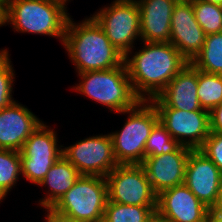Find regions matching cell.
Segmentation results:
<instances>
[{"label":"cell","mask_w":222,"mask_h":222,"mask_svg":"<svg viewBox=\"0 0 222 222\" xmlns=\"http://www.w3.org/2000/svg\"><path fill=\"white\" fill-rule=\"evenodd\" d=\"M124 63L132 88L140 100L156 98L189 61L171 43L144 42Z\"/></svg>","instance_id":"6da1fadb"},{"label":"cell","mask_w":222,"mask_h":222,"mask_svg":"<svg viewBox=\"0 0 222 222\" xmlns=\"http://www.w3.org/2000/svg\"><path fill=\"white\" fill-rule=\"evenodd\" d=\"M63 46L78 74L112 69L124 63V55L112 45L91 16L79 24L69 17Z\"/></svg>","instance_id":"7a4b0ae2"},{"label":"cell","mask_w":222,"mask_h":222,"mask_svg":"<svg viewBox=\"0 0 222 222\" xmlns=\"http://www.w3.org/2000/svg\"><path fill=\"white\" fill-rule=\"evenodd\" d=\"M63 0H11L6 6V23L17 32L57 37L63 44L67 21Z\"/></svg>","instance_id":"3957f363"},{"label":"cell","mask_w":222,"mask_h":222,"mask_svg":"<svg viewBox=\"0 0 222 222\" xmlns=\"http://www.w3.org/2000/svg\"><path fill=\"white\" fill-rule=\"evenodd\" d=\"M78 75L82 81L72 88L111 111L123 113L140 101L132 88L125 63L112 69Z\"/></svg>","instance_id":"277c9868"},{"label":"cell","mask_w":222,"mask_h":222,"mask_svg":"<svg viewBox=\"0 0 222 222\" xmlns=\"http://www.w3.org/2000/svg\"><path fill=\"white\" fill-rule=\"evenodd\" d=\"M129 114L121 131L110 133L118 165L142 164L145 144L159 116L152 101L140 100L123 112Z\"/></svg>","instance_id":"5b68a950"},{"label":"cell","mask_w":222,"mask_h":222,"mask_svg":"<svg viewBox=\"0 0 222 222\" xmlns=\"http://www.w3.org/2000/svg\"><path fill=\"white\" fill-rule=\"evenodd\" d=\"M107 200L105 177L81 175L51 209L75 221L102 222Z\"/></svg>","instance_id":"8992f818"},{"label":"cell","mask_w":222,"mask_h":222,"mask_svg":"<svg viewBox=\"0 0 222 222\" xmlns=\"http://www.w3.org/2000/svg\"><path fill=\"white\" fill-rule=\"evenodd\" d=\"M112 45L124 56L132 54L140 33V10L136 0H115L92 15Z\"/></svg>","instance_id":"52a82bcc"},{"label":"cell","mask_w":222,"mask_h":222,"mask_svg":"<svg viewBox=\"0 0 222 222\" xmlns=\"http://www.w3.org/2000/svg\"><path fill=\"white\" fill-rule=\"evenodd\" d=\"M108 201L137 206H157V194L141 164L117 165L106 177Z\"/></svg>","instance_id":"ba28073f"},{"label":"cell","mask_w":222,"mask_h":222,"mask_svg":"<svg viewBox=\"0 0 222 222\" xmlns=\"http://www.w3.org/2000/svg\"><path fill=\"white\" fill-rule=\"evenodd\" d=\"M57 135L43 122L30 135L20 151L22 176L36 185L45 178L52 165L62 156ZM59 147V148H58Z\"/></svg>","instance_id":"9c48e42d"},{"label":"cell","mask_w":222,"mask_h":222,"mask_svg":"<svg viewBox=\"0 0 222 222\" xmlns=\"http://www.w3.org/2000/svg\"><path fill=\"white\" fill-rule=\"evenodd\" d=\"M62 155L81 175L106 177L118 165L110 134L80 140L63 148Z\"/></svg>","instance_id":"30bf717a"},{"label":"cell","mask_w":222,"mask_h":222,"mask_svg":"<svg viewBox=\"0 0 222 222\" xmlns=\"http://www.w3.org/2000/svg\"><path fill=\"white\" fill-rule=\"evenodd\" d=\"M156 110L160 123L183 146L199 149L210 134L209 111Z\"/></svg>","instance_id":"8fae6325"},{"label":"cell","mask_w":222,"mask_h":222,"mask_svg":"<svg viewBox=\"0 0 222 222\" xmlns=\"http://www.w3.org/2000/svg\"><path fill=\"white\" fill-rule=\"evenodd\" d=\"M184 184L209 209L222 197V173L198 149L188 156Z\"/></svg>","instance_id":"7c38bea8"},{"label":"cell","mask_w":222,"mask_h":222,"mask_svg":"<svg viewBox=\"0 0 222 222\" xmlns=\"http://www.w3.org/2000/svg\"><path fill=\"white\" fill-rule=\"evenodd\" d=\"M198 69L189 62L151 101L156 109L182 111H207L200 106L198 94Z\"/></svg>","instance_id":"4fadbf2b"},{"label":"cell","mask_w":222,"mask_h":222,"mask_svg":"<svg viewBox=\"0 0 222 222\" xmlns=\"http://www.w3.org/2000/svg\"><path fill=\"white\" fill-rule=\"evenodd\" d=\"M193 149L181 145L175 152L146 157L142 162L154 192L184 184L188 156Z\"/></svg>","instance_id":"5bb4252c"},{"label":"cell","mask_w":222,"mask_h":222,"mask_svg":"<svg viewBox=\"0 0 222 222\" xmlns=\"http://www.w3.org/2000/svg\"><path fill=\"white\" fill-rule=\"evenodd\" d=\"M157 210L169 222H209V208L185 184L162 191Z\"/></svg>","instance_id":"9a60e30c"},{"label":"cell","mask_w":222,"mask_h":222,"mask_svg":"<svg viewBox=\"0 0 222 222\" xmlns=\"http://www.w3.org/2000/svg\"><path fill=\"white\" fill-rule=\"evenodd\" d=\"M171 17L169 43L191 62L202 50L206 37L196 21L192 2L177 1Z\"/></svg>","instance_id":"2e32d148"},{"label":"cell","mask_w":222,"mask_h":222,"mask_svg":"<svg viewBox=\"0 0 222 222\" xmlns=\"http://www.w3.org/2000/svg\"><path fill=\"white\" fill-rule=\"evenodd\" d=\"M29 110L16 101L0 110V149L20 152L26 140L42 124Z\"/></svg>","instance_id":"e0dca14e"},{"label":"cell","mask_w":222,"mask_h":222,"mask_svg":"<svg viewBox=\"0 0 222 222\" xmlns=\"http://www.w3.org/2000/svg\"><path fill=\"white\" fill-rule=\"evenodd\" d=\"M143 42H170L171 16L176 0H136Z\"/></svg>","instance_id":"ac0fdd59"},{"label":"cell","mask_w":222,"mask_h":222,"mask_svg":"<svg viewBox=\"0 0 222 222\" xmlns=\"http://www.w3.org/2000/svg\"><path fill=\"white\" fill-rule=\"evenodd\" d=\"M80 176L75 166L62 155L39 183V186L49 187L47 195L39 200L41 207L52 208Z\"/></svg>","instance_id":"d6986e66"},{"label":"cell","mask_w":222,"mask_h":222,"mask_svg":"<svg viewBox=\"0 0 222 222\" xmlns=\"http://www.w3.org/2000/svg\"><path fill=\"white\" fill-rule=\"evenodd\" d=\"M191 63L198 70L222 74V32L206 35L202 50Z\"/></svg>","instance_id":"ffe728a7"},{"label":"cell","mask_w":222,"mask_h":222,"mask_svg":"<svg viewBox=\"0 0 222 222\" xmlns=\"http://www.w3.org/2000/svg\"><path fill=\"white\" fill-rule=\"evenodd\" d=\"M157 206L125 205L107 200L102 222H146Z\"/></svg>","instance_id":"44dd1931"},{"label":"cell","mask_w":222,"mask_h":222,"mask_svg":"<svg viewBox=\"0 0 222 222\" xmlns=\"http://www.w3.org/2000/svg\"><path fill=\"white\" fill-rule=\"evenodd\" d=\"M22 174L20 152L0 149V203Z\"/></svg>","instance_id":"7402d4cb"},{"label":"cell","mask_w":222,"mask_h":222,"mask_svg":"<svg viewBox=\"0 0 222 222\" xmlns=\"http://www.w3.org/2000/svg\"><path fill=\"white\" fill-rule=\"evenodd\" d=\"M200 106L211 111L222 103V76L221 74L207 73L198 70V90Z\"/></svg>","instance_id":"603a6c76"},{"label":"cell","mask_w":222,"mask_h":222,"mask_svg":"<svg viewBox=\"0 0 222 222\" xmlns=\"http://www.w3.org/2000/svg\"><path fill=\"white\" fill-rule=\"evenodd\" d=\"M195 18L206 35L222 32V6L192 1Z\"/></svg>","instance_id":"cb8c5ba5"},{"label":"cell","mask_w":222,"mask_h":222,"mask_svg":"<svg viewBox=\"0 0 222 222\" xmlns=\"http://www.w3.org/2000/svg\"><path fill=\"white\" fill-rule=\"evenodd\" d=\"M181 144L158 121L152 128L145 144V158L175 152Z\"/></svg>","instance_id":"d4e9b609"},{"label":"cell","mask_w":222,"mask_h":222,"mask_svg":"<svg viewBox=\"0 0 222 222\" xmlns=\"http://www.w3.org/2000/svg\"><path fill=\"white\" fill-rule=\"evenodd\" d=\"M9 57L8 50H0V110L15 102L12 99L15 74Z\"/></svg>","instance_id":"484cf974"},{"label":"cell","mask_w":222,"mask_h":222,"mask_svg":"<svg viewBox=\"0 0 222 222\" xmlns=\"http://www.w3.org/2000/svg\"><path fill=\"white\" fill-rule=\"evenodd\" d=\"M198 150L209 158L222 173V133L210 132Z\"/></svg>","instance_id":"4316f807"},{"label":"cell","mask_w":222,"mask_h":222,"mask_svg":"<svg viewBox=\"0 0 222 222\" xmlns=\"http://www.w3.org/2000/svg\"><path fill=\"white\" fill-rule=\"evenodd\" d=\"M210 132L222 133V103L210 111Z\"/></svg>","instance_id":"83f0119b"},{"label":"cell","mask_w":222,"mask_h":222,"mask_svg":"<svg viewBox=\"0 0 222 222\" xmlns=\"http://www.w3.org/2000/svg\"><path fill=\"white\" fill-rule=\"evenodd\" d=\"M209 222H222V197L209 209Z\"/></svg>","instance_id":"f1b7e54d"},{"label":"cell","mask_w":222,"mask_h":222,"mask_svg":"<svg viewBox=\"0 0 222 222\" xmlns=\"http://www.w3.org/2000/svg\"><path fill=\"white\" fill-rule=\"evenodd\" d=\"M47 215H46V222H85V221H75L71 218H68L64 215H61L57 212H55L51 208H46Z\"/></svg>","instance_id":"f546056e"},{"label":"cell","mask_w":222,"mask_h":222,"mask_svg":"<svg viewBox=\"0 0 222 222\" xmlns=\"http://www.w3.org/2000/svg\"><path fill=\"white\" fill-rule=\"evenodd\" d=\"M146 222H169L157 209L147 218Z\"/></svg>","instance_id":"4dcf8cb0"},{"label":"cell","mask_w":222,"mask_h":222,"mask_svg":"<svg viewBox=\"0 0 222 222\" xmlns=\"http://www.w3.org/2000/svg\"><path fill=\"white\" fill-rule=\"evenodd\" d=\"M6 24V6L0 2V26Z\"/></svg>","instance_id":"1f68e13d"},{"label":"cell","mask_w":222,"mask_h":222,"mask_svg":"<svg viewBox=\"0 0 222 222\" xmlns=\"http://www.w3.org/2000/svg\"><path fill=\"white\" fill-rule=\"evenodd\" d=\"M201 1L222 6V0H201Z\"/></svg>","instance_id":"d6a6232c"},{"label":"cell","mask_w":222,"mask_h":222,"mask_svg":"<svg viewBox=\"0 0 222 222\" xmlns=\"http://www.w3.org/2000/svg\"><path fill=\"white\" fill-rule=\"evenodd\" d=\"M10 1H11V0H0V2H1L2 4H4L5 6H7Z\"/></svg>","instance_id":"836d02e7"},{"label":"cell","mask_w":222,"mask_h":222,"mask_svg":"<svg viewBox=\"0 0 222 222\" xmlns=\"http://www.w3.org/2000/svg\"><path fill=\"white\" fill-rule=\"evenodd\" d=\"M176 1H182V2H192L194 0H176Z\"/></svg>","instance_id":"e575fe53"}]
</instances>
